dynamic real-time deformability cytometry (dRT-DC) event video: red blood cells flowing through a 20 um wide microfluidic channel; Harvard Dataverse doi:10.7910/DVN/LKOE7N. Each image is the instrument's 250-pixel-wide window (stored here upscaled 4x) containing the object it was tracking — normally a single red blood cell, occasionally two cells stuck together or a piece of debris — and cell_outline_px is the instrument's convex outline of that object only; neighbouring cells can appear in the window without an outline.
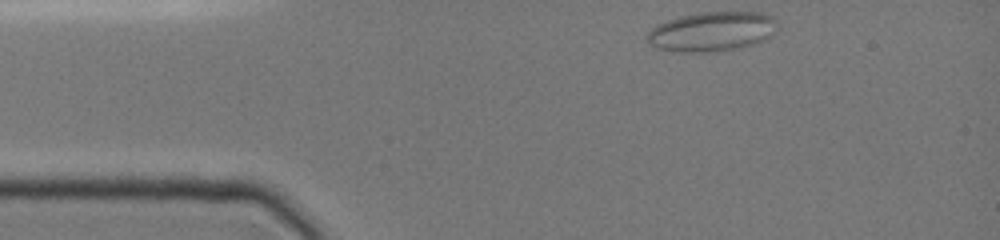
{"species": "common noctule bat (a hibernating species)", "species_latin": "Nyctalus noctula", "temperature_condition": "cold", "stored_images_in_passage": 34, "camera_frame_rate_fps": 3000, "um_per_image_px": 0.085, "animal": {"sex": "female", "body_mass_g": 19.0, "forearm_length_mm": 51.5}, "frame": {"image": 1, "passage_image": 1, "time_ms": 0.0, "image_size_px": [1000, 240], "cell_outline_px": [[776, 28], [772, 36], [764, 40], [752, 44], [736, 48], [708, 52], [672, 52], [656, 48], [648, 44], [644, 36], [656, 24], [680, 16], [700, 12], [760, 12], [772, 16], [776, 20]], "centroid_in_image_um": [60.46, 2.68], "position_along_channel_um": 24.5, "area_um2": 30.29}}
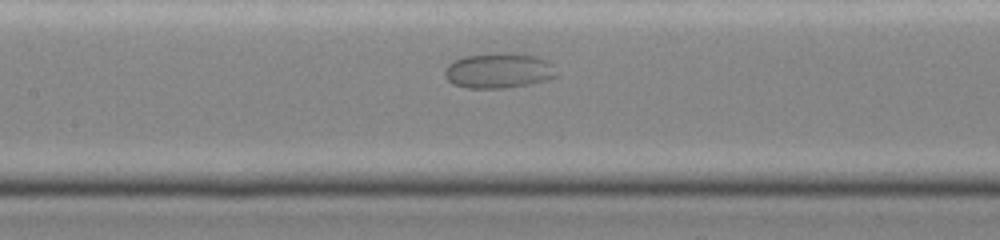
{"frame": {"image": 2, "passage_image": 15, "time_ms": 5.0, "image_size_px": [1000, 240], "cell_outline_px": [[560, 76], [528, 84], [504, 88], [464, 88], [452, 84], [444, 76], [444, 68], [448, 64], [464, 56], [496, 52], [508, 52], [536, 56], [548, 60], [560, 72]], "centroid_in_image_um": [42.41, 5.99], "position_along_channel_um": 165.0, "area_um2": 23.41}}
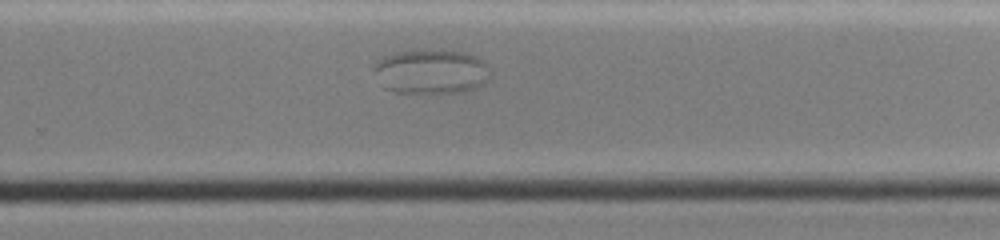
{"frame": {"image": 3, "passage_image": 25, "time_ms": 8.333, "image_size_px": [1000, 240], "cell_outline_px": [[492, 76], [484, 84], [468, 92], [396, 92], [384, 88], [372, 68], [376, 60], [392, 52], [428, 48], [464, 52], [488, 64], [492, 72]], "centroid_in_image_um": [36.66, 6.06], "position_along_channel_um": 293.1, "area_um2": 30.87}}